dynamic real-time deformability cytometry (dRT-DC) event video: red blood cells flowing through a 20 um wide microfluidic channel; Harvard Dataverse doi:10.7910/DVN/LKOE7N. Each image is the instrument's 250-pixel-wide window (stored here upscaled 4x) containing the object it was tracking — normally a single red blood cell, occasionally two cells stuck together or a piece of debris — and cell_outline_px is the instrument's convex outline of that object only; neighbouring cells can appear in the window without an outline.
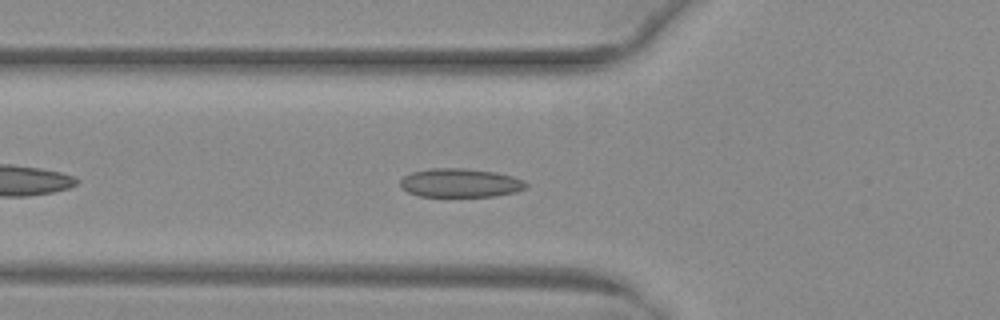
{"species": "common noctule bat (a hibernating species)", "species_latin": "Nyctalus noctula", "temperature_condition": "warm", "stored_images_in_passage": 34, "camera_frame_rate_fps": 3000, "um_per_image_px": 0.085, "animal": {"sex": "female", "body_mass_g": 29.2, "forearm_length_mm": 56.3}, "frame": {"image": 1, "passage_image": 6, "time_ms": 1.667, "image_size_px": [1000, 320], "cell_outline_px": [[528, 188], [516, 192], [496, 196], [420, 196], [408, 192], [400, 188], [400, 180], [404, 176], [412, 172], [428, 168], [464, 168], [496, 172], [512, 176], [524, 180], [528, 184]], "centroid_in_image_um": [39.14, 15.54], "position_along_channel_um": 86.7, "area_um2": 21.27}}
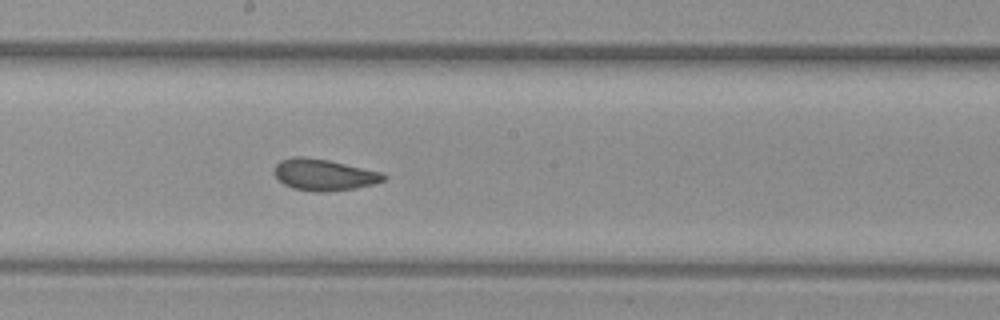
{"frame": {"image": 2, "passage_image": 16, "time_ms": 5.0, "image_size_px": [1000, 320], "cell_outline_px": [[388, 176], [384, 180], [372, 184], [356, 188], [320, 192], [316, 192], [292, 188], [284, 184], [272, 172], [276, 164], [280, 160], [292, 156], [304, 156], [328, 160], [380, 172]], "centroid_in_image_um": [27.48, 14.84], "position_along_channel_um": 220.7, "area_um2": 19.94}}
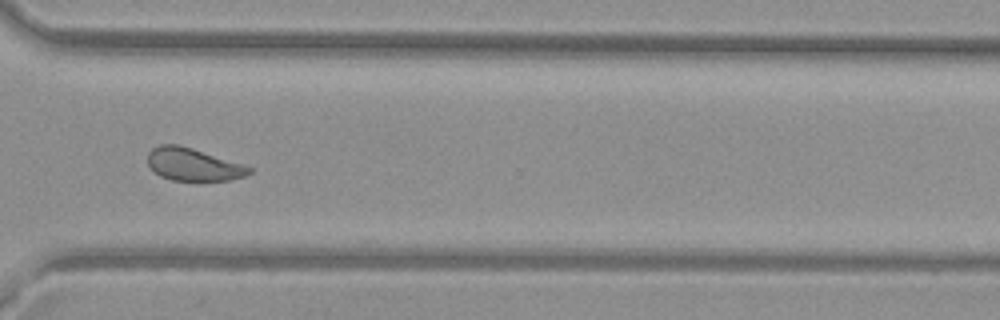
{"frame": {"image": 3, "passage_image": 26, "time_ms": 8.333, "image_size_px": [1000, 320], "cell_outline_px": [[252, 172], [244, 176], [232, 180], [172, 180], [160, 176], [148, 164], [148, 152], [152, 148], [160, 144], [180, 144], [244, 164], [252, 168]], "centroid_in_image_um": [16.43, 13.96], "position_along_channel_um": 354.2, "area_um2": 19.31}, "authors_computed_cell_mechanics": {"area_um2": 20.2589, "velocity_mm_per_s": 4.0035, "shape_relaxation_time_tau1_ms": 6.4376, "shape_relaxation_time_tau2_ms": 1.7528, "deformation_change_tau1": 0.1461, "deformation_change_tau2": 0.0548}}